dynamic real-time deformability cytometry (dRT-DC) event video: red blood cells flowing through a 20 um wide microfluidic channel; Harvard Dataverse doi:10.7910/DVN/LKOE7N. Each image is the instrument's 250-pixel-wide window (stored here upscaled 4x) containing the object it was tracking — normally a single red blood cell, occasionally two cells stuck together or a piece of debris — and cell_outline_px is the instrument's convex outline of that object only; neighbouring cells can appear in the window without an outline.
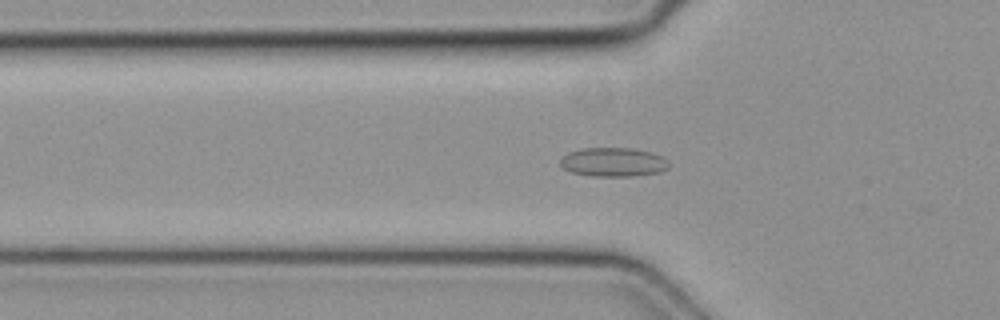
{"species": "common noctule bat (a hibernating species)", "species_latin": "Nyctalus noctula", "temperature_condition": "cold", "stored_images_in_passage": 43, "camera_frame_rate_fps": 3000, "um_per_image_px": 0.085, "animal": {"sex": "female", "body_mass_g": 19.3, "forearm_length_mm": 54.1}, "frame": {"image": 1, "passage_image": 10, "time_ms": 3.0, "image_size_px": [1000, 320], "cell_outline_px": [[668, 168], [660, 172], [632, 176], [588, 176], [572, 172], [564, 168], [560, 164], [560, 160], [568, 152], [580, 148], [632, 148], [652, 152], [668, 160]], "centroid_in_image_um": [52.12, 13.77], "position_along_channel_um": 73.7, "area_um2": 18.38}}
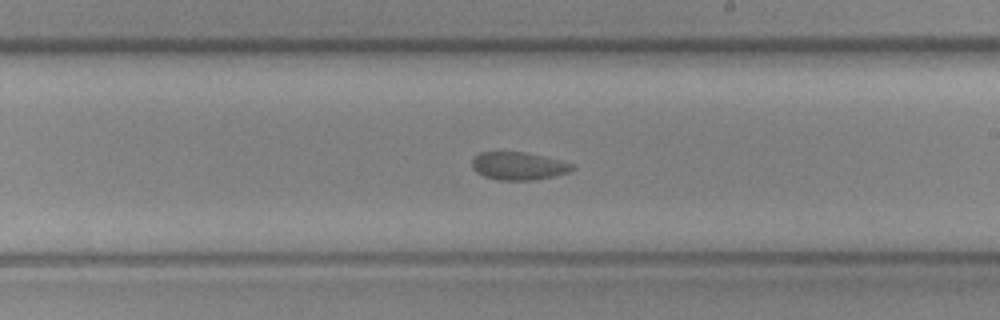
{"frame": {"image": 2, "passage_image": 23, "time_ms": 7.333, "image_size_px": [1000, 320], "cell_outline_px": [[576, 168], [568, 172], [536, 180], [496, 180], [484, 176], [476, 172], [472, 168], [472, 160], [480, 152], [524, 152], [544, 156], [572, 164]], "centroid_in_image_um": [44.05, 14.11], "position_along_channel_um": 245.0, "area_um2": 16.18}}
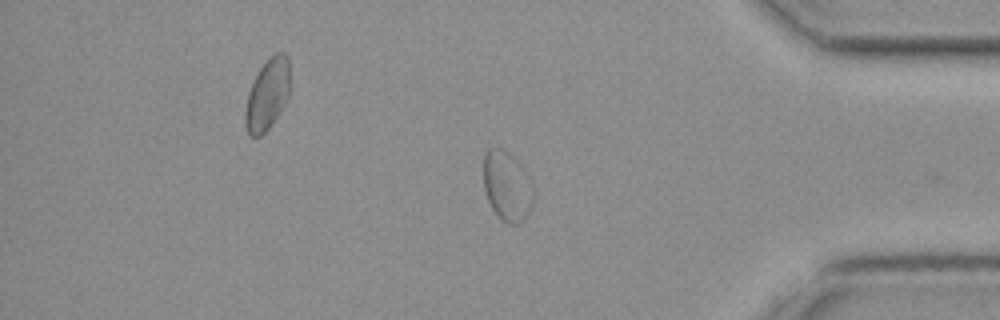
{"frame": {"image": 3, "passage_image": 36, "time_ms": 11.667, "image_size_px": [1000, 320], "cell_outline_px": [[532, 208], [524, 220], [516, 224], [508, 224], [500, 220], [492, 208], [488, 200], [484, 188], [484, 152], [488, 148], [504, 148], [524, 168], [532, 184]], "centroid_in_image_um": [43.09, 15.83], "position_along_channel_um": 392.1, "area_um2": 20.4}}